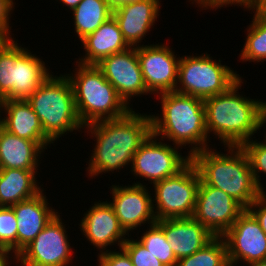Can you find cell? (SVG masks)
Wrapping results in <instances>:
<instances>
[{"label": "cell", "instance_id": "obj_1", "mask_svg": "<svg viewBox=\"0 0 266 266\" xmlns=\"http://www.w3.org/2000/svg\"><path fill=\"white\" fill-rule=\"evenodd\" d=\"M85 126L92 137H96L94 153L87 169L91 177L117 171L132 163L134 154L152 133L151 115L138 114L133 110L124 117Z\"/></svg>", "mask_w": 266, "mask_h": 266}, {"label": "cell", "instance_id": "obj_2", "mask_svg": "<svg viewBox=\"0 0 266 266\" xmlns=\"http://www.w3.org/2000/svg\"><path fill=\"white\" fill-rule=\"evenodd\" d=\"M241 83L204 99L207 134L213 132L226 147L241 146L266 123V102L240 96Z\"/></svg>", "mask_w": 266, "mask_h": 266}, {"label": "cell", "instance_id": "obj_3", "mask_svg": "<svg viewBox=\"0 0 266 266\" xmlns=\"http://www.w3.org/2000/svg\"><path fill=\"white\" fill-rule=\"evenodd\" d=\"M227 150L230 154L206 148L194 153L191 162L206 185L221 189L247 209L262 192L241 146H228Z\"/></svg>", "mask_w": 266, "mask_h": 266}, {"label": "cell", "instance_id": "obj_4", "mask_svg": "<svg viewBox=\"0 0 266 266\" xmlns=\"http://www.w3.org/2000/svg\"><path fill=\"white\" fill-rule=\"evenodd\" d=\"M157 95L161 98L162 118L151 116L152 133L161 140L168 138L176 146L193 144L190 156L209 148L204 99L176 91Z\"/></svg>", "mask_w": 266, "mask_h": 266}, {"label": "cell", "instance_id": "obj_5", "mask_svg": "<svg viewBox=\"0 0 266 266\" xmlns=\"http://www.w3.org/2000/svg\"><path fill=\"white\" fill-rule=\"evenodd\" d=\"M76 63L75 76L68 74L67 77L73 87L77 115L84 128L97 121L124 117L132 110L96 65L81 64L78 60Z\"/></svg>", "mask_w": 266, "mask_h": 266}, {"label": "cell", "instance_id": "obj_6", "mask_svg": "<svg viewBox=\"0 0 266 266\" xmlns=\"http://www.w3.org/2000/svg\"><path fill=\"white\" fill-rule=\"evenodd\" d=\"M66 75L56 77L51 74L27 99L44 133L52 141L67 131L84 127L77 115L71 81Z\"/></svg>", "mask_w": 266, "mask_h": 266}, {"label": "cell", "instance_id": "obj_7", "mask_svg": "<svg viewBox=\"0 0 266 266\" xmlns=\"http://www.w3.org/2000/svg\"><path fill=\"white\" fill-rule=\"evenodd\" d=\"M209 56L204 53L180 58L177 81L180 84L177 83L176 92L205 99L225 93L242 78L228 66L221 65L220 60L218 63Z\"/></svg>", "mask_w": 266, "mask_h": 266}, {"label": "cell", "instance_id": "obj_8", "mask_svg": "<svg viewBox=\"0 0 266 266\" xmlns=\"http://www.w3.org/2000/svg\"><path fill=\"white\" fill-rule=\"evenodd\" d=\"M200 181L198 170L190 162L178 174L153 184L156 220L193 217Z\"/></svg>", "mask_w": 266, "mask_h": 266}, {"label": "cell", "instance_id": "obj_9", "mask_svg": "<svg viewBox=\"0 0 266 266\" xmlns=\"http://www.w3.org/2000/svg\"><path fill=\"white\" fill-rule=\"evenodd\" d=\"M157 136L151 133L141 144L132 159L131 170L135 176L146 178L155 184L172 177L183 170L190 162L191 156L183 157L178 153L180 146L157 142Z\"/></svg>", "mask_w": 266, "mask_h": 266}, {"label": "cell", "instance_id": "obj_10", "mask_svg": "<svg viewBox=\"0 0 266 266\" xmlns=\"http://www.w3.org/2000/svg\"><path fill=\"white\" fill-rule=\"evenodd\" d=\"M63 224L57 213L35 239L16 255L21 266H68L72 260V248Z\"/></svg>", "mask_w": 266, "mask_h": 266}, {"label": "cell", "instance_id": "obj_11", "mask_svg": "<svg viewBox=\"0 0 266 266\" xmlns=\"http://www.w3.org/2000/svg\"><path fill=\"white\" fill-rule=\"evenodd\" d=\"M245 210L221 189L200 181L193 218L214 236H223Z\"/></svg>", "mask_w": 266, "mask_h": 266}, {"label": "cell", "instance_id": "obj_12", "mask_svg": "<svg viewBox=\"0 0 266 266\" xmlns=\"http://www.w3.org/2000/svg\"><path fill=\"white\" fill-rule=\"evenodd\" d=\"M168 45L137 46V57L149 94L175 91L178 81V65Z\"/></svg>", "mask_w": 266, "mask_h": 266}, {"label": "cell", "instance_id": "obj_13", "mask_svg": "<svg viewBox=\"0 0 266 266\" xmlns=\"http://www.w3.org/2000/svg\"><path fill=\"white\" fill-rule=\"evenodd\" d=\"M227 246L229 264H250L266 260V234L246 209L222 236Z\"/></svg>", "mask_w": 266, "mask_h": 266}, {"label": "cell", "instance_id": "obj_14", "mask_svg": "<svg viewBox=\"0 0 266 266\" xmlns=\"http://www.w3.org/2000/svg\"><path fill=\"white\" fill-rule=\"evenodd\" d=\"M96 66L127 105L131 97L149 93L140 69L137 47L114 53L102 59Z\"/></svg>", "mask_w": 266, "mask_h": 266}, {"label": "cell", "instance_id": "obj_15", "mask_svg": "<svg viewBox=\"0 0 266 266\" xmlns=\"http://www.w3.org/2000/svg\"><path fill=\"white\" fill-rule=\"evenodd\" d=\"M146 188L145 185L138 182L132 186H112L113 201L110 204L128 236L129 231L145 224L146 221L149 225L157 222L153 199Z\"/></svg>", "mask_w": 266, "mask_h": 266}, {"label": "cell", "instance_id": "obj_16", "mask_svg": "<svg viewBox=\"0 0 266 266\" xmlns=\"http://www.w3.org/2000/svg\"><path fill=\"white\" fill-rule=\"evenodd\" d=\"M87 212L81 220L80 227L89 242L100 249L101 253L108 245H114L116 242L121 248L127 240V233L120 225L110 202H97Z\"/></svg>", "mask_w": 266, "mask_h": 266}, {"label": "cell", "instance_id": "obj_17", "mask_svg": "<svg viewBox=\"0 0 266 266\" xmlns=\"http://www.w3.org/2000/svg\"><path fill=\"white\" fill-rule=\"evenodd\" d=\"M156 223L163 229L177 260L192 255L215 237L193 217L164 219Z\"/></svg>", "mask_w": 266, "mask_h": 266}, {"label": "cell", "instance_id": "obj_18", "mask_svg": "<svg viewBox=\"0 0 266 266\" xmlns=\"http://www.w3.org/2000/svg\"><path fill=\"white\" fill-rule=\"evenodd\" d=\"M43 191L42 189L35 197L11 206L18 223L17 254L33 241L58 213L48 206Z\"/></svg>", "mask_w": 266, "mask_h": 266}, {"label": "cell", "instance_id": "obj_19", "mask_svg": "<svg viewBox=\"0 0 266 266\" xmlns=\"http://www.w3.org/2000/svg\"><path fill=\"white\" fill-rule=\"evenodd\" d=\"M159 9V0H142L113 10L123 38L130 47L139 46L138 43H141L159 16Z\"/></svg>", "mask_w": 266, "mask_h": 266}, {"label": "cell", "instance_id": "obj_20", "mask_svg": "<svg viewBox=\"0 0 266 266\" xmlns=\"http://www.w3.org/2000/svg\"><path fill=\"white\" fill-rule=\"evenodd\" d=\"M7 116L2 119L0 126L7 132L37 142L43 149L54 143L43 131L38 116L27 100H2V107Z\"/></svg>", "mask_w": 266, "mask_h": 266}, {"label": "cell", "instance_id": "obj_21", "mask_svg": "<svg viewBox=\"0 0 266 266\" xmlns=\"http://www.w3.org/2000/svg\"><path fill=\"white\" fill-rule=\"evenodd\" d=\"M16 42V62L13 65V87L2 100H27L51 75L44 61Z\"/></svg>", "mask_w": 266, "mask_h": 266}, {"label": "cell", "instance_id": "obj_22", "mask_svg": "<svg viewBox=\"0 0 266 266\" xmlns=\"http://www.w3.org/2000/svg\"><path fill=\"white\" fill-rule=\"evenodd\" d=\"M86 52L79 63L96 65L114 53L127 50L130 46L124 40L114 16L105 21L96 31L81 40Z\"/></svg>", "mask_w": 266, "mask_h": 266}, {"label": "cell", "instance_id": "obj_23", "mask_svg": "<svg viewBox=\"0 0 266 266\" xmlns=\"http://www.w3.org/2000/svg\"><path fill=\"white\" fill-rule=\"evenodd\" d=\"M43 148L35 141L15 136L0 126V169L38 170Z\"/></svg>", "mask_w": 266, "mask_h": 266}, {"label": "cell", "instance_id": "obj_24", "mask_svg": "<svg viewBox=\"0 0 266 266\" xmlns=\"http://www.w3.org/2000/svg\"><path fill=\"white\" fill-rule=\"evenodd\" d=\"M37 170L0 169V206L11 207L30 199L42 190L37 185Z\"/></svg>", "mask_w": 266, "mask_h": 266}, {"label": "cell", "instance_id": "obj_25", "mask_svg": "<svg viewBox=\"0 0 266 266\" xmlns=\"http://www.w3.org/2000/svg\"><path fill=\"white\" fill-rule=\"evenodd\" d=\"M72 11L74 29L80 40L92 34L113 16V10L104 0H83Z\"/></svg>", "mask_w": 266, "mask_h": 266}, {"label": "cell", "instance_id": "obj_26", "mask_svg": "<svg viewBox=\"0 0 266 266\" xmlns=\"http://www.w3.org/2000/svg\"><path fill=\"white\" fill-rule=\"evenodd\" d=\"M228 253L222 236H215L203 248L177 261L176 266H228Z\"/></svg>", "mask_w": 266, "mask_h": 266}, {"label": "cell", "instance_id": "obj_27", "mask_svg": "<svg viewBox=\"0 0 266 266\" xmlns=\"http://www.w3.org/2000/svg\"><path fill=\"white\" fill-rule=\"evenodd\" d=\"M253 18L240 58L242 61L263 62L266 59V18L257 15Z\"/></svg>", "mask_w": 266, "mask_h": 266}, {"label": "cell", "instance_id": "obj_28", "mask_svg": "<svg viewBox=\"0 0 266 266\" xmlns=\"http://www.w3.org/2000/svg\"><path fill=\"white\" fill-rule=\"evenodd\" d=\"M138 241L164 266H176L177 259L165 238L163 229L155 222Z\"/></svg>", "mask_w": 266, "mask_h": 266}, {"label": "cell", "instance_id": "obj_29", "mask_svg": "<svg viewBox=\"0 0 266 266\" xmlns=\"http://www.w3.org/2000/svg\"><path fill=\"white\" fill-rule=\"evenodd\" d=\"M17 219L12 207L0 206V245L17 255Z\"/></svg>", "mask_w": 266, "mask_h": 266}, {"label": "cell", "instance_id": "obj_30", "mask_svg": "<svg viewBox=\"0 0 266 266\" xmlns=\"http://www.w3.org/2000/svg\"><path fill=\"white\" fill-rule=\"evenodd\" d=\"M16 62V42L12 39L0 51V98L13 87V65Z\"/></svg>", "mask_w": 266, "mask_h": 266}, {"label": "cell", "instance_id": "obj_31", "mask_svg": "<svg viewBox=\"0 0 266 266\" xmlns=\"http://www.w3.org/2000/svg\"><path fill=\"white\" fill-rule=\"evenodd\" d=\"M241 148L246 153L251 170L253 172L254 179L261 190L262 193L264 192V188L260 183V175L261 172L266 174V137L264 142H256L253 140H249L244 142L241 145Z\"/></svg>", "mask_w": 266, "mask_h": 266}, {"label": "cell", "instance_id": "obj_32", "mask_svg": "<svg viewBox=\"0 0 266 266\" xmlns=\"http://www.w3.org/2000/svg\"><path fill=\"white\" fill-rule=\"evenodd\" d=\"M122 248L129 255L133 266H164L152 253L136 239L129 238L122 244Z\"/></svg>", "mask_w": 266, "mask_h": 266}, {"label": "cell", "instance_id": "obj_33", "mask_svg": "<svg viewBox=\"0 0 266 266\" xmlns=\"http://www.w3.org/2000/svg\"><path fill=\"white\" fill-rule=\"evenodd\" d=\"M120 252L103 251L98 256V266H133L132 261L127 252L121 247Z\"/></svg>", "mask_w": 266, "mask_h": 266}, {"label": "cell", "instance_id": "obj_34", "mask_svg": "<svg viewBox=\"0 0 266 266\" xmlns=\"http://www.w3.org/2000/svg\"><path fill=\"white\" fill-rule=\"evenodd\" d=\"M266 193H262L247 210L255 217L266 234Z\"/></svg>", "mask_w": 266, "mask_h": 266}, {"label": "cell", "instance_id": "obj_35", "mask_svg": "<svg viewBox=\"0 0 266 266\" xmlns=\"http://www.w3.org/2000/svg\"><path fill=\"white\" fill-rule=\"evenodd\" d=\"M192 1V0H190ZM195 1V3H197V5L199 7H202L204 8L205 7V10L206 8L208 9L209 7L210 8H220V7H223L225 5H232V4H239V6H244V8H248L250 9L251 8V3H252V0H193Z\"/></svg>", "mask_w": 266, "mask_h": 266}, {"label": "cell", "instance_id": "obj_36", "mask_svg": "<svg viewBox=\"0 0 266 266\" xmlns=\"http://www.w3.org/2000/svg\"><path fill=\"white\" fill-rule=\"evenodd\" d=\"M13 0H0V28L4 29L9 35V16L11 15L10 12L14 8Z\"/></svg>", "mask_w": 266, "mask_h": 266}, {"label": "cell", "instance_id": "obj_37", "mask_svg": "<svg viewBox=\"0 0 266 266\" xmlns=\"http://www.w3.org/2000/svg\"><path fill=\"white\" fill-rule=\"evenodd\" d=\"M251 9L255 10L254 15L266 18V0H252Z\"/></svg>", "mask_w": 266, "mask_h": 266}, {"label": "cell", "instance_id": "obj_38", "mask_svg": "<svg viewBox=\"0 0 266 266\" xmlns=\"http://www.w3.org/2000/svg\"><path fill=\"white\" fill-rule=\"evenodd\" d=\"M104 1L108 4V6L112 10H115L122 5L136 3L142 0H104Z\"/></svg>", "mask_w": 266, "mask_h": 266}, {"label": "cell", "instance_id": "obj_39", "mask_svg": "<svg viewBox=\"0 0 266 266\" xmlns=\"http://www.w3.org/2000/svg\"><path fill=\"white\" fill-rule=\"evenodd\" d=\"M12 40L11 35H9L4 29L0 28V51L5 47V45Z\"/></svg>", "mask_w": 266, "mask_h": 266}, {"label": "cell", "instance_id": "obj_40", "mask_svg": "<svg viewBox=\"0 0 266 266\" xmlns=\"http://www.w3.org/2000/svg\"><path fill=\"white\" fill-rule=\"evenodd\" d=\"M12 253V251L8 250V249H4L2 252H0V266H8L9 263H8V258L9 256L8 255H12V254H9Z\"/></svg>", "mask_w": 266, "mask_h": 266}, {"label": "cell", "instance_id": "obj_41", "mask_svg": "<svg viewBox=\"0 0 266 266\" xmlns=\"http://www.w3.org/2000/svg\"><path fill=\"white\" fill-rule=\"evenodd\" d=\"M83 0H60L64 5L69 7L70 10H73L77 7L79 3H81Z\"/></svg>", "mask_w": 266, "mask_h": 266}, {"label": "cell", "instance_id": "obj_42", "mask_svg": "<svg viewBox=\"0 0 266 266\" xmlns=\"http://www.w3.org/2000/svg\"><path fill=\"white\" fill-rule=\"evenodd\" d=\"M249 266H266V260H261V261H255L250 264Z\"/></svg>", "mask_w": 266, "mask_h": 266}, {"label": "cell", "instance_id": "obj_43", "mask_svg": "<svg viewBox=\"0 0 266 266\" xmlns=\"http://www.w3.org/2000/svg\"><path fill=\"white\" fill-rule=\"evenodd\" d=\"M2 99L0 98V110L2 109ZM1 112V111H0ZM1 116V115H0ZM0 123H1V118H0Z\"/></svg>", "mask_w": 266, "mask_h": 266}, {"label": "cell", "instance_id": "obj_44", "mask_svg": "<svg viewBox=\"0 0 266 266\" xmlns=\"http://www.w3.org/2000/svg\"><path fill=\"white\" fill-rule=\"evenodd\" d=\"M4 250V248L0 245V252H2Z\"/></svg>", "mask_w": 266, "mask_h": 266}]
</instances>
